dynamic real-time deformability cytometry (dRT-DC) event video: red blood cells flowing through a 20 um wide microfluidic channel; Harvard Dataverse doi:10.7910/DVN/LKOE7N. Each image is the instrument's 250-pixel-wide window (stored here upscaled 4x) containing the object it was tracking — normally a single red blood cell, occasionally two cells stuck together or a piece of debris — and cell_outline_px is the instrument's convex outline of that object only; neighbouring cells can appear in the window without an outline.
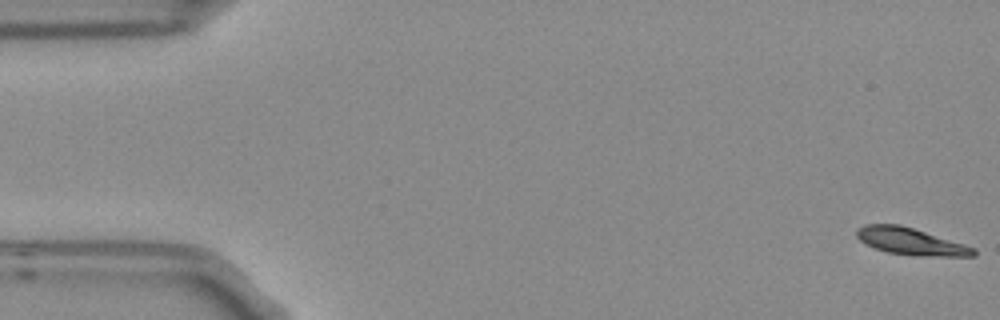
{"species": "Egyptian fruit bat (a non-hibernating species)", "species_latin": "Rousettus aegyptiacus", "temperature_condition": "room temperature", "stored_images_in_passage": 5, "camera_frame_rate_fps": 3000, "um_per_image_px": 0.085, "frame": {"image": 1, "passage_image": 1, "time_ms": 0.0, "image_size_px": [1000, 320], "cell_outline_px": [[976, 256], [924, 256], [888, 252], [876, 248], [860, 240], [856, 236], [856, 228], [864, 224], [900, 224], [964, 244], [976, 248]], "centroid_in_image_um": [77.41, 20.51], "position_along_channel_um": 7.6, "area_um2": 18.15}}
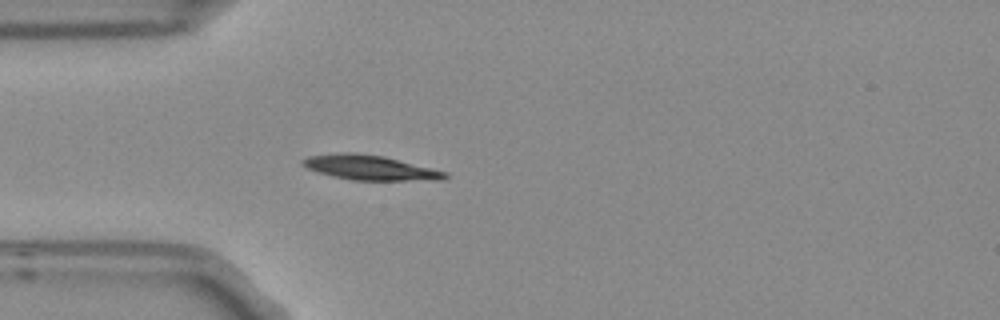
{"frame": {"image": 2, "passage_image": 5, "time_ms": 1.333, "image_size_px": [1000, 320], "cell_outline_px": [[448, 176], [444, 180], [352, 180], [320, 172], [308, 168], [300, 164], [300, 160], [308, 156], [340, 152], [356, 152], [384, 156], [448, 172]], "centroid_in_image_um": [31.47, 14.23], "position_along_channel_um": 53.5, "area_um2": 20.52}}